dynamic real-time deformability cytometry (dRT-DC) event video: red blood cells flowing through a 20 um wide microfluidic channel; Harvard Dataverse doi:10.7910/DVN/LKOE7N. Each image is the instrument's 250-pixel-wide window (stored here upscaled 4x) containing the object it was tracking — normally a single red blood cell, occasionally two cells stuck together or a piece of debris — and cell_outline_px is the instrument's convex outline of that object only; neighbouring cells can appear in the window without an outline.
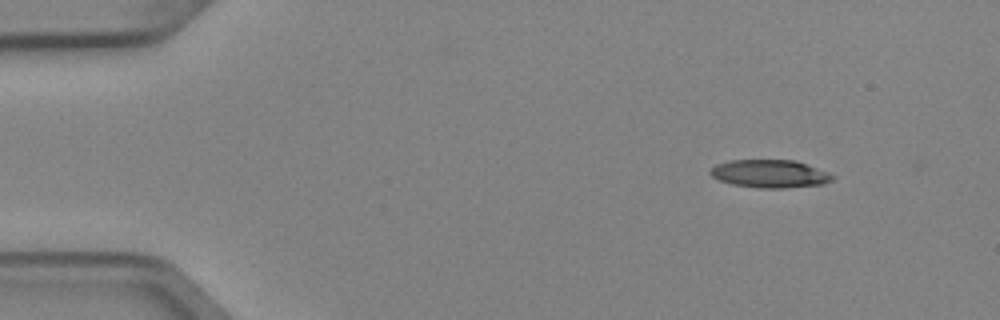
{"species": "Egyptian fruit bat (a non-hibernating species)", "species_latin": "Rousettus aegyptiacus", "temperature_condition": "cold", "stored_images_in_passage": 4, "camera_frame_rate_fps": 3000, "um_per_image_px": 0.085, "animal": {"sex": "female"}, "frame": {"image": 1, "passage_image": 4, "time_ms": 1.0, "image_size_px": [1000, 320], "cell_outline_px": [[836, 176], [832, 180], [824, 184], [784, 188], [760, 188], [732, 184], [720, 180], [712, 176], [708, 172], [716, 164], [728, 160], [796, 160]], "centroid_in_image_um": [65.42, 14.77], "position_along_channel_um": 19.6, "area_um2": 19.83}}